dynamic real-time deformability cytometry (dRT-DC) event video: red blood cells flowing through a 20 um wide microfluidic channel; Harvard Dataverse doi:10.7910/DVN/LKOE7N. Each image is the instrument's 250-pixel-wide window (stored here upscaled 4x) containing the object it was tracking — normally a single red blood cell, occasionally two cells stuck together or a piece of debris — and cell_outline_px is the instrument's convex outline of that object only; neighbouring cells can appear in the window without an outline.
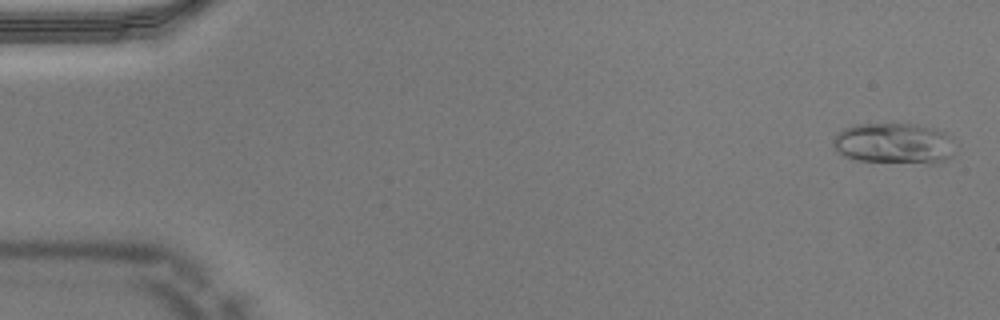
{"species": "Egyptian fruit bat (a non-hibernating species)", "species_latin": "Rousettus aegyptiacus", "temperature_condition": "warm", "stored_images_in_passage": 51, "camera_frame_rate_fps": 3000, "um_per_image_px": 0.085, "animal": {"sex": "male"}, "frame": {"image": 1, "passage_image": 2, "time_ms": 0.333, "image_size_px": [1000, 320], "cell_outline_px": [[952, 156], [944, 160], [932, 164], [928, 164], [860, 160], [844, 156], [832, 148], [832, 144], [836, 132], [852, 124], [916, 124], [944, 132], [952, 136]], "centroid_in_image_um": [75.96, 12.19], "position_along_channel_um": 9.0, "area_um2": 29.19}}
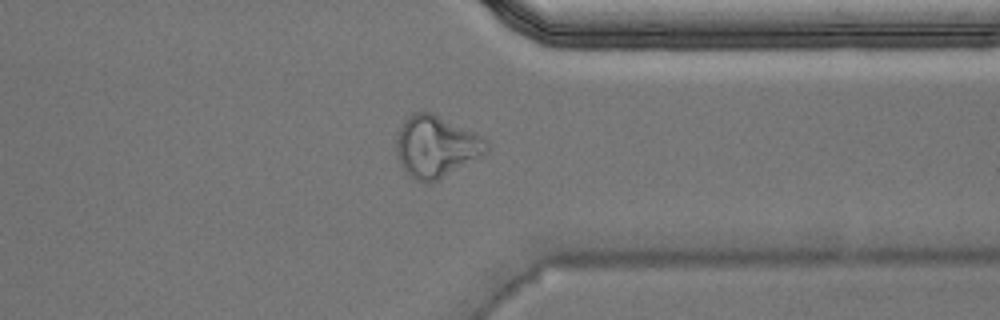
{"frame": {"image": 2, "passage_image": 40, "time_ms": 13.0, "image_size_px": [1000, 320], "cell_outline_px": [[488, 152], [484, 156], [432, 184], [416, 180], [408, 176], [404, 172], [400, 164], [396, 152], [396, 136], [404, 120], [412, 112], [432, 112], [488, 140]], "centroid_in_image_um": [37.06, 12.5], "position_along_channel_um": 374.3, "area_um2": 32.83}}
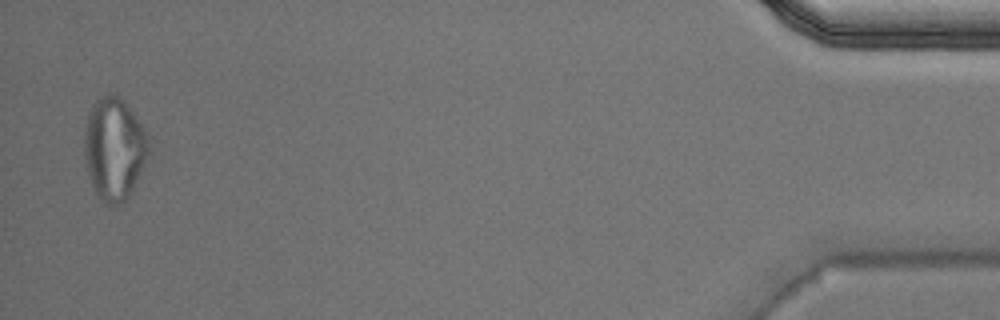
{"frame": {"image": 3, "passage_image": 50, "time_ms": 16.333, "image_size_px": [1000, 320], "cell_outline_px": [[148, 152], [140, 176], [128, 196], [124, 200], [116, 204], [104, 204], [96, 192], [88, 176], [84, 156], [84, 140], [88, 116], [92, 104], [96, 100], [104, 96], [116, 96], [124, 100], [144, 128], [148, 140]], "centroid_in_image_um": [9.7, 12.66], "position_along_channel_um": 425.5, "area_um2": 37.74}}